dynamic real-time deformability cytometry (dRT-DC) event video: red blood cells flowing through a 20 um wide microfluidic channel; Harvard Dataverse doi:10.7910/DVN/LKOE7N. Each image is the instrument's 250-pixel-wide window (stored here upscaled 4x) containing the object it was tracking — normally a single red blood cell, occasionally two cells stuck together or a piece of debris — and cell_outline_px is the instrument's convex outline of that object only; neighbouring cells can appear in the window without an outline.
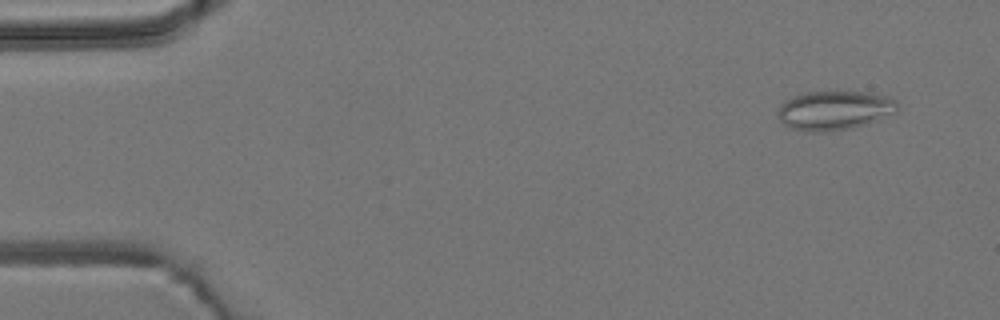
{"species": "common noctule bat (a hibernating species)", "species_latin": "Nyctalus noctula", "temperature_condition": "room temperature", "stored_images_in_passage": 7, "camera_frame_rate_fps": 3000, "um_per_image_px": 0.085, "animal": {"sex": "male", "body_mass_g": 19.2, "forearm_length_mm": 51.8}, "frame": {"image": 1, "passage_image": 2, "time_ms": 1.0, "image_size_px": [1000, 320], "cell_outline_px": [[900, 108], [896, 112], [864, 124], [852, 128], [828, 132], [812, 132], [792, 128], [784, 124], [780, 120], [776, 112], [780, 104], [792, 96], [808, 92], [828, 88], [836, 88], [872, 92], [888, 96], [896, 100]], "centroid_in_image_um": [70.94, 9.31], "position_along_channel_um": 14.1, "area_um2": 28.44}}
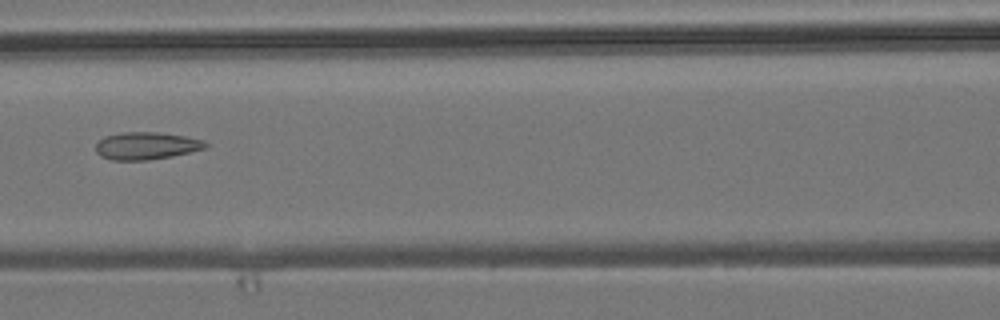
{"frame": {"image": 2, "passage_image": 7, "time_ms": 7.333, "image_size_px": [1000, 320], "cell_outline_px": [[208, 148], [172, 156], [148, 160], [112, 160], [100, 156], [96, 152], [96, 144], [104, 136], [120, 132], [156, 132], [184, 136], [204, 140], [208, 144]], "centroid_in_image_um": [12.44, 12.39], "position_along_channel_um": 154.2, "area_um2": 17.63}}